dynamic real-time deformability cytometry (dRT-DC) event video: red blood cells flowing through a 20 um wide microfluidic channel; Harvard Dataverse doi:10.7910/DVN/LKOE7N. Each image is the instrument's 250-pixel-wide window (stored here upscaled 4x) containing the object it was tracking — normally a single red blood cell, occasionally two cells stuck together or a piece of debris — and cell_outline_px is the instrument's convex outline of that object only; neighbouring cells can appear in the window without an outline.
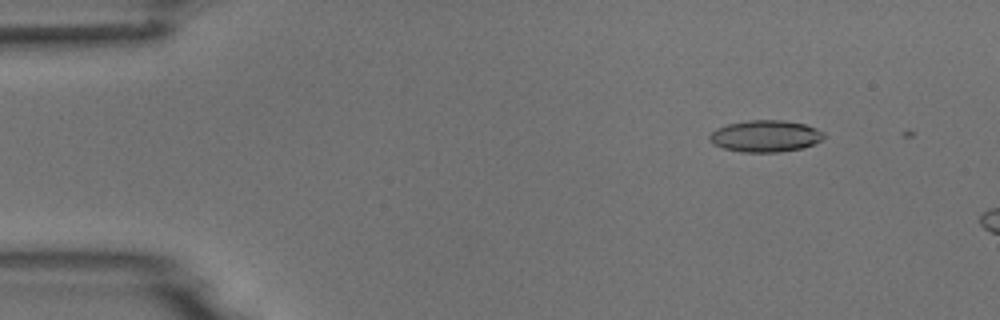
{"species": "common noctule bat (a hibernating species)", "species_latin": "Nyctalus noctula", "temperature_condition": "room temperature", "stored_images_in_passage": 3, "camera_frame_rate_fps": 3000, "um_per_image_px": 0.085, "animal": {"sex": "male", "body_mass_g": 18.8}, "frame": {"image": 1, "passage_image": 1, "time_ms": 0.0, "image_size_px": [1000, 320], "cell_outline_px": [[824, 136], [820, 140], [804, 148], [780, 152], [740, 152], [724, 148], [712, 144], [708, 140], [708, 136], [716, 128], [728, 124], [748, 120], [784, 120], [804, 124], [816, 128], [824, 132]], "centroid_in_image_um": [65.03, 11.57], "position_along_channel_um": 20.0, "area_um2": 21.21}}